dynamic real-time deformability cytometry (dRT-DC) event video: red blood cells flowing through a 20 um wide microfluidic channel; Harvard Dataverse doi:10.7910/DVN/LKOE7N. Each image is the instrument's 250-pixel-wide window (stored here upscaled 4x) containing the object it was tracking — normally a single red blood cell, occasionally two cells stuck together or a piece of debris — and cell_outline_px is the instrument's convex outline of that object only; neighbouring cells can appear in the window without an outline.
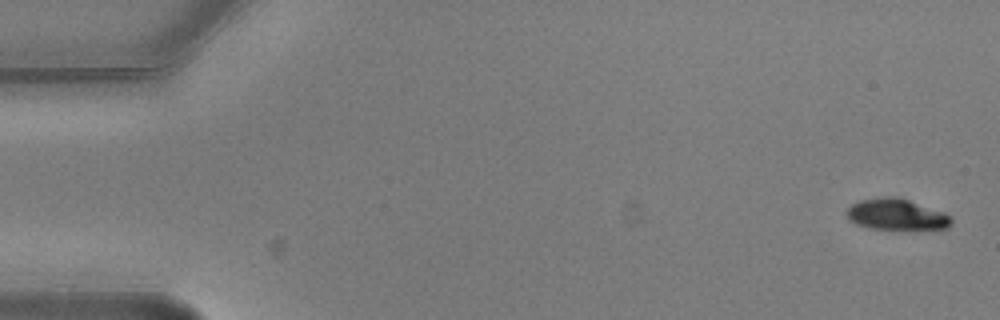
{"species": "common noctule bat (a hibernating species)", "species_latin": "Nyctalus noctula", "temperature_condition": "warm", "stored_images_in_passage": 5, "camera_frame_rate_fps": 3000, "um_per_image_px": 0.085, "animal": {"sex": "male", "body_mass_g": 20.5, "forearm_length_mm": 52.5}, "frame": {"image": 1, "passage_image": 1, "time_ms": 0.0, "image_size_px": [1000, 320], "cell_outline_px": [[952, 224], [948, 228], [912, 232], [872, 228], [856, 224], [848, 220], [844, 212], [852, 204], [860, 200], [884, 196], [896, 196], [944, 212], [952, 220]], "centroid_in_image_um": [76.21, 18.28], "position_along_channel_um": 8.8, "area_um2": 19.77}}
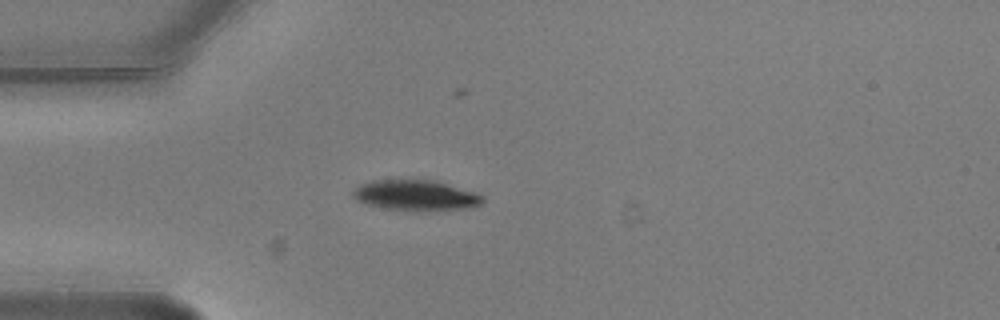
{"frame": {"image": 2, "passage_image": 5, "time_ms": 1.333, "image_size_px": [1000, 320], "cell_outline_px": [[484, 204], [472, 208], [428, 212], [420, 212], [384, 208], [368, 204], [356, 200], [352, 196], [352, 188], [360, 184], [372, 180], [436, 180], [476, 192], [484, 196]], "centroid_in_image_um": [35.4, 16.62], "position_along_channel_um": 49.6, "area_um2": 23.81}}